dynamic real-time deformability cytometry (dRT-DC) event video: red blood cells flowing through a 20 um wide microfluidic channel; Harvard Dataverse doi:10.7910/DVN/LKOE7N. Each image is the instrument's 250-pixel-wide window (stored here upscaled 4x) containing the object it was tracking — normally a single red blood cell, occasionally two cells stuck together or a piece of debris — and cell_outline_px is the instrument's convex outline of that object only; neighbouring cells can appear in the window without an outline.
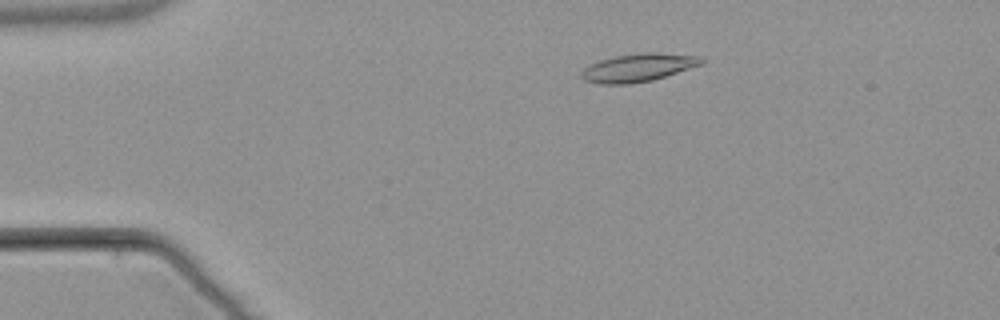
{"species": "common noctule bat (a hibernating species)", "species_latin": "Nyctalus noctula", "temperature_condition": "warm", "stored_images_in_passage": 5, "camera_frame_rate_fps": 3000, "um_per_image_px": 0.085, "animal": {"sex": "male", "body_mass_g": 21.5, "forearm_length_mm": 52.0}, "frame": {"image": 1, "passage_image": 2, "time_ms": 1.0, "image_size_px": [1000, 320], "cell_outline_px": [[704, 64], [652, 80], [628, 84], [600, 84], [584, 80], [580, 76], [580, 72], [584, 68], [600, 60], [616, 56], [644, 52], [656, 52], [700, 56], [704, 60]], "centroid_in_image_um": [54.26, 5.74], "position_along_channel_um": 30.7, "area_um2": 19.59}}
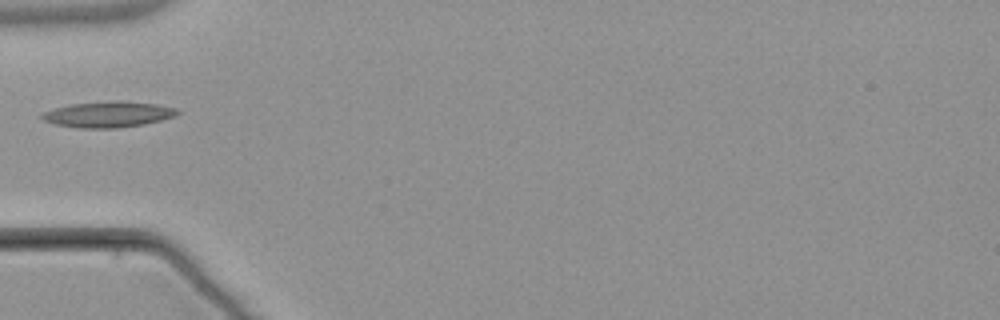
{"frame": {"image": 2, "passage_image": 4, "time_ms": 3.667, "image_size_px": [1000, 320], "cell_outline_px": [[180, 112], [176, 116], [144, 124], [116, 128], [80, 128], [56, 124], [44, 120], [40, 116], [44, 112], [56, 108], [72, 104], [112, 100], [120, 100], [156, 104], [176, 108]], "centroid_in_image_um": [9.23, 9.71], "position_along_channel_um": 75.8, "area_um2": 20.29}}
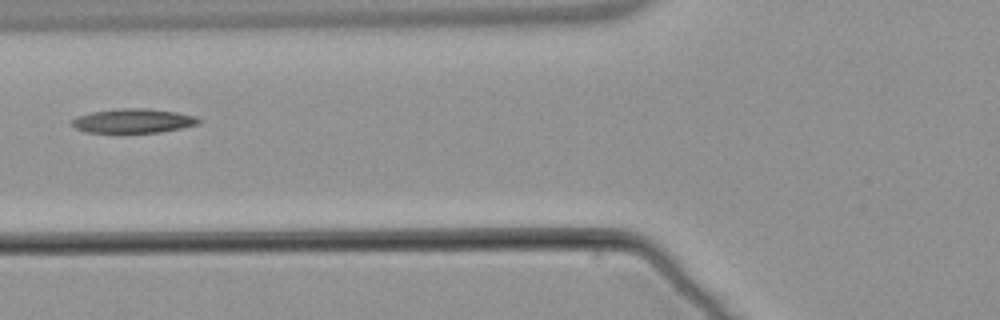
{"frame": {"image": 3, "passage_image": 5, "time_ms": 4.667, "image_size_px": [1000, 320], "cell_outline_px": [[200, 124], [160, 132], [84, 132], [76, 128], [72, 124], [72, 120], [76, 116], [92, 112], [116, 108], [148, 108], [176, 112], [196, 116], [200, 120]], "centroid_in_image_um": [11.33, 10.26], "position_along_channel_um": 114.5, "area_um2": 17.86}}